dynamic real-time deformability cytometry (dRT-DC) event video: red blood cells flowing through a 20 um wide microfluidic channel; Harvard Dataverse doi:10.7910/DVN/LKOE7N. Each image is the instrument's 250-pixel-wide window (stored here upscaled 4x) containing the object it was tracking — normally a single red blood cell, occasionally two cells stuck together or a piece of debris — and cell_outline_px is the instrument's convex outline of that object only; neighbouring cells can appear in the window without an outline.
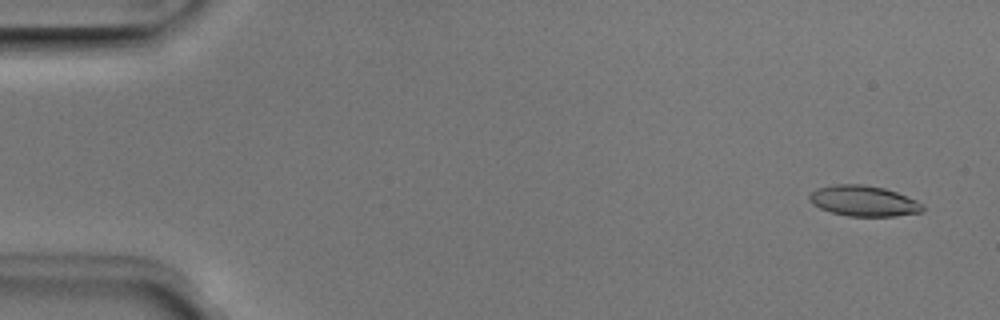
{"species": "Egyptian fruit bat (a non-hibernating species)", "species_latin": "Rousettus aegyptiacus", "temperature_condition": "room temperature", "stored_images_in_passage": 50, "camera_frame_rate_fps": 3000, "um_per_image_px": 0.085, "animal": {"sex": "male"}, "frame": {"image": 1, "passage_image": 2, "time_ms": 0.333, "image_size_px": [1000, 320], "cell_outline_px": [[924, 208], [920, 212], [896, 216], [848, 216], [832, 212], [820, 208], [812, 204], [808, 200], [808, 196], [816, 188], [836, 184], [860, 184], [884, 188], [896, 192], [916, 200], [924, 204]], "centroid_in_image_um": [73.39, 17.08], "position_along_channel_um": 11.6, "area_um2": 20.17}}
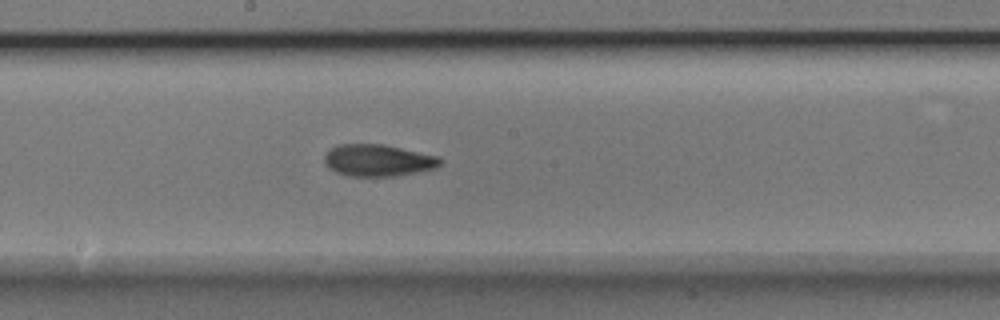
{"frame": {"image": 2, "passage_image": 27, "time_ms": 8.667, "image_size_px": [1000, 320], "cell_outline_px": [[444, 160], [436, 168], [396, 176], [348, 176], [336, 172], [328, 168], [324, 164], [324, 156], [328, 148], [340, 144], [380, 144], [440, 156]], "centroid_in_image_um": [32.11, 13.63], "position_along_channel_um": 216.1, "area_um2": 21.68}}
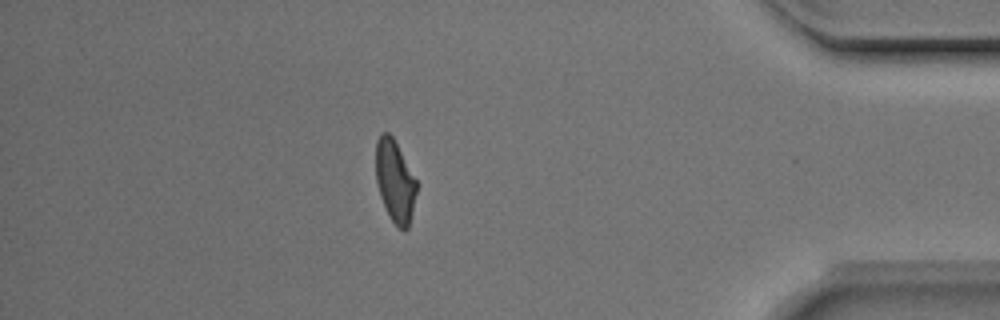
{"frame": {"image": 3, "passage_image": 44, "time_ms": 14.333, "image_size_px": [1000, 320], "cell_outline_px": [[416, 192], [408, 228], [404, 232], [388, 216], [380, 196], [376, 180], [376, 140], [380, 132], [388, 132], [392, 136], [416, 180]], "centroid_in_image_um": [33.54, 15.38], "position_along_channel_um": 401.7, "area_um2": 19.19}, "authors_computed_cell_mechanics": {"area_um2": 20.5768, "velocity_mm_per_s": 3.9732, "shape_relaxation_time_tau1_ms": 5.454, "shape_relaxation_time_tau2_ms": 2.8201, "deformation_change_tau1": 0.1666, "deformation_change_tau2": 0.1007}}